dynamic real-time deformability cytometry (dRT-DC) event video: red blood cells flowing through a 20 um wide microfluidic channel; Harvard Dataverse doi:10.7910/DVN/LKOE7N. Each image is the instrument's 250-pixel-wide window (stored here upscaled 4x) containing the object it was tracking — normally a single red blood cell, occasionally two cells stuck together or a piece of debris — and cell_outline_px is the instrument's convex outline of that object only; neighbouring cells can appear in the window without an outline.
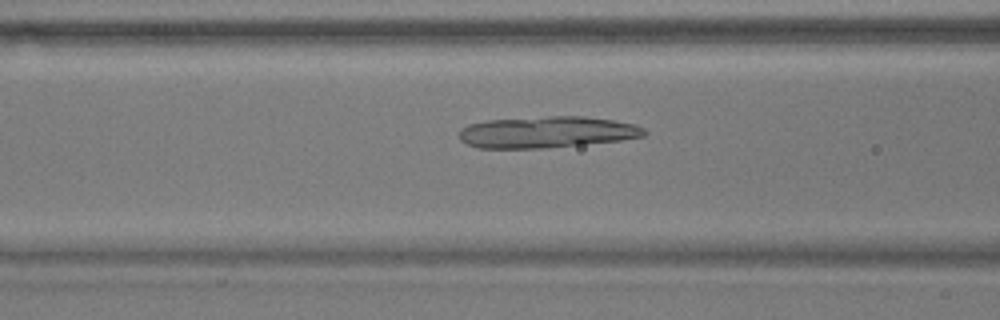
{"species": "common noctule bat (a hibernating species)", "species_latin": "Nyctalus noctula", "temperature_condition": "warm", "stored_images_in_passage": 55, "camera_frame_rate_fps": 3000, "um_per_image_px": 0.085, "animal": {"sex": "male", "body_mass_g": 17.9}, "frame": {"image": 1, "passage_image": 21, "time_ms": 6.667, "image_size_px": [1000, 320], "cell_outline_px": [[648, 132], [644, 136], [620, 140], [544, 148], [476, 148], [460, 140], [460, 128], [468, 124], [488, 120], [552, 116], [584, 116], [612, 120], [636, 124], [644, 128]], "centroid_in_image_um": [46.48, 11.23], "position_along_channel_um": 120.1, "area_um2": 33.87}}
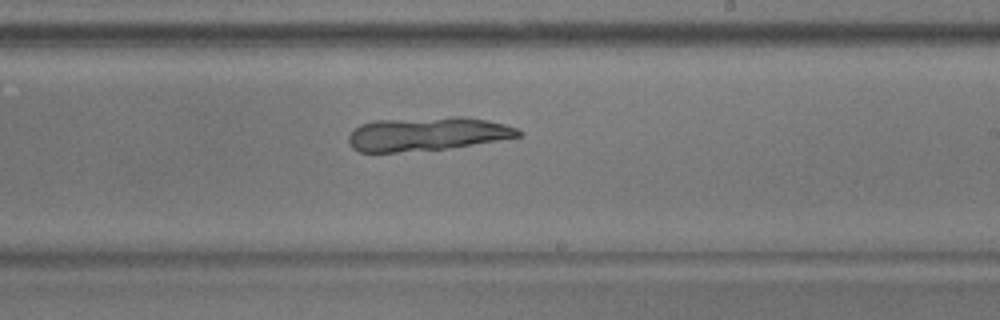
{"frame": {"image": 2, "passage_image": 32, "time_ms": 10.333, "image_size_px": [1000, 320], "cell_outline_px": [[524, 132], [520, 136], [472, 144], [444, 148], [396, 152], [360, 152], [352, 148], [348, 140], [348, 136], [360, 124], [372, 120], [452, 116], [464, 116], [504, 124], [516, 128]], "centroid_in_image_um": [36.25, 11.36], "position_along_channel_um": 252.7, "area_um2": 33.12}}
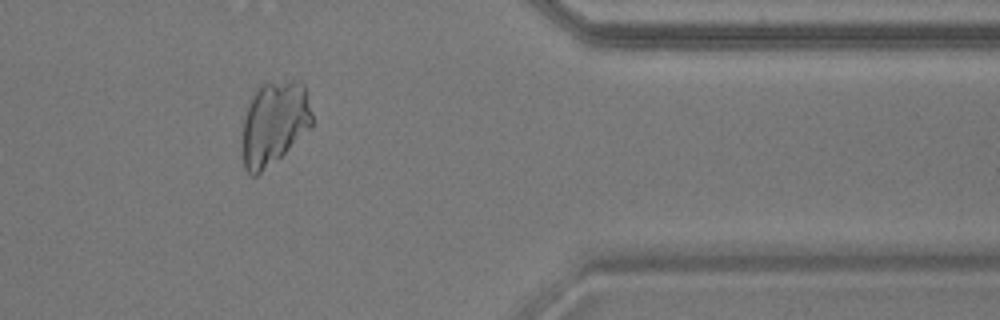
{"frame": {"image": 3, "passage_image": 45, "time_ms": 14.667, "image_size_px": [1000, 320], "cell_outline_px": [[312, 128], [280, 156], [256, 176], [252, 176], [244, 168], [244, 116], [248, 100], [256, 88], [260, 84], [292, 80], [304, 80], [312, 112]], "centroid_in_image_um": [23.34, 10.4], "position_along_channel_um": 388.1, "area_um2": 34.16}}